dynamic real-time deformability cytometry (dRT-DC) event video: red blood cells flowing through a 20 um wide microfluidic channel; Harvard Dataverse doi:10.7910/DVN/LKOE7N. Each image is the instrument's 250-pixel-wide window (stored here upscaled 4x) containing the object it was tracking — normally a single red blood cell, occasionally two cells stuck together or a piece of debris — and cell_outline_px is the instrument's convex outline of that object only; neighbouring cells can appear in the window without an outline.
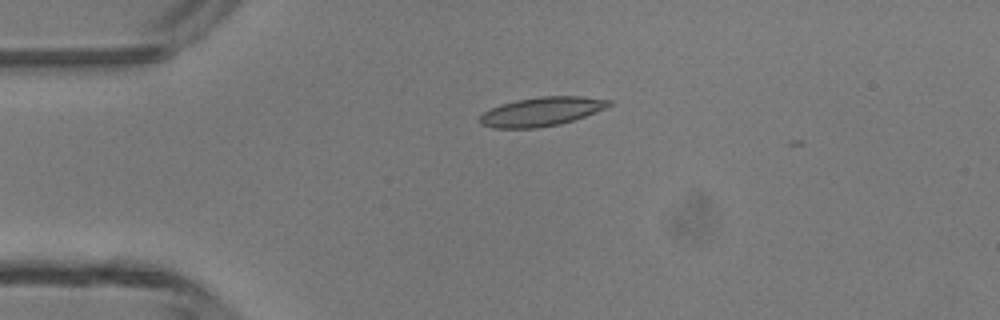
{"species": "common noctule bat (a hibernating species)", "species_latin": "Nyctalus noctula", "temperature_condition": "room temperature", "stored_images_in_passage": 4, "camera_frame_rate_fps": 3000, "um_per_image_px": 0.085, "animal": {"sex": "male", "body_mass_g": 13.3}, "frame": {"image": 1, "passage_image": 3, "time_ms": 3.333, "image_size_px": [1000, 320], "cell_outline_px": [[612, 104], [604, 108], [584, 116], [560, 124], [536, 128], [492, 128], [480, 124], [480, 116], [484, 112], [500, 104], [516, 100], [540, 96], [584, 96], [612, 100]], "centroid_in_image_um": [46.01, 9.48], "position_along_channel_um": 39.0, "area_um2": 21.68}}